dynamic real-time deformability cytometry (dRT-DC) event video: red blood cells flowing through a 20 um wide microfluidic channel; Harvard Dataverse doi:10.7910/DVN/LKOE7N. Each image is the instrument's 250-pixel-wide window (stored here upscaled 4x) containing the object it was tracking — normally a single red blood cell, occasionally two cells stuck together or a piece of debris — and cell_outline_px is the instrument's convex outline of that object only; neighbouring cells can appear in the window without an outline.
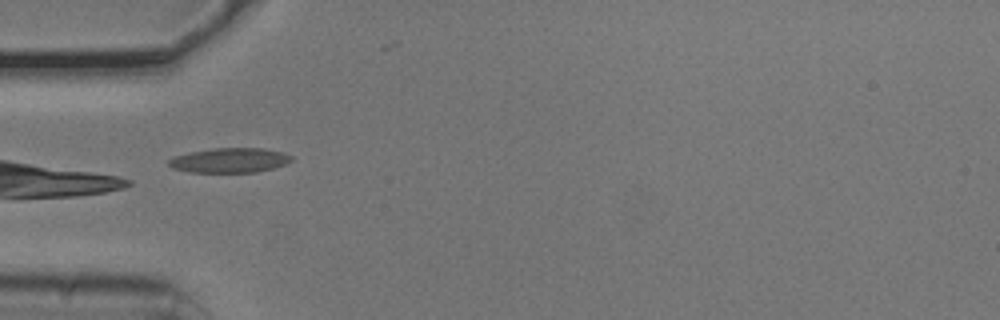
{"species": "common noctule bat (a hibernating species)", "species_latin": "Nyctalus noctula", "temperature_condition": "cold", "stored_images_in_passage": 6, "camera_frame_rate_fps": 3000, "um_per_image_px": 0.085, "animal": {"sex": "male", "body_mass_g": 20.5, "forearm_length_mm": 52.5}, "frame": {"image": 1, "passage_image": 5, "time_ms": 1.333, "image_size_px": [1000, 320], "cell_outline_px": [[292, 160], [284, 164], [272, 168], [256, 172], [188, 172], [172, 168], [168, 164], [168, 160], [176, 156], [192, 152], [212, 148], [264, 148], [284, 152], [292, 156]], "centroid_in_image_um": [19.53, 13.62], "position_along_channel_um": 65.5, "area_um2": 17.57}}
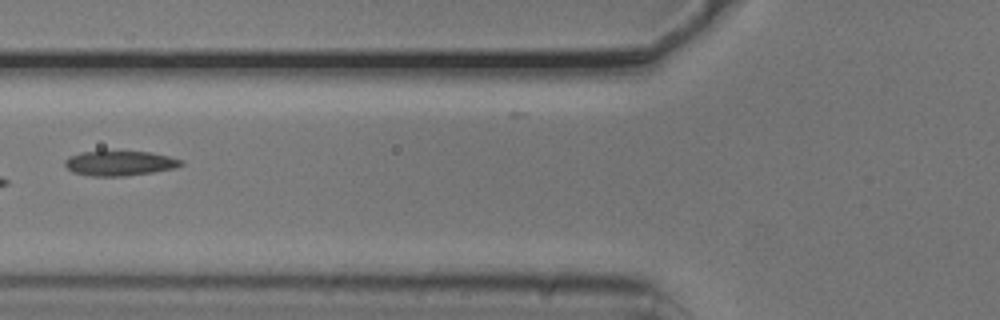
{"frame": {"image": 2, "passage_image": 6, "time_ms": 1.667, "image_size_px": [1000, 320], "cell_outline_px": [[184, 164], [176, 168], [152, 172], [124, 176], [92, 176], [72, 172], [64, 164], [64, 160], [68, 156], [80, 152], [152, 152], [184, 160]], "centroid_in_image_um": [10.18, 13.88], "position_along_channel_um": 115.6, "area_um2": 16.76}}